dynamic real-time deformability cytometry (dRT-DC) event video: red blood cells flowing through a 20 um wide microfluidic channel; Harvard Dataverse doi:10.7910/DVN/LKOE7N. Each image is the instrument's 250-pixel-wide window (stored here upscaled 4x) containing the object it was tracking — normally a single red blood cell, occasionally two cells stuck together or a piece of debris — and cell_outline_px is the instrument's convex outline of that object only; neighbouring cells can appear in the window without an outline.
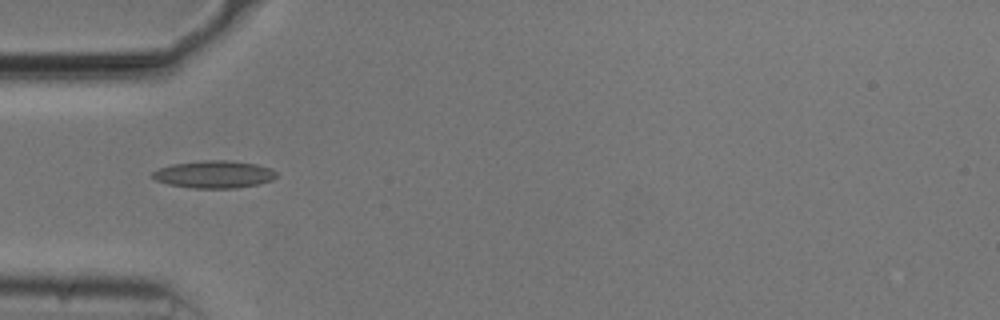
{"species": "common noctule bat (a hibernating species)", "species_latin": "Nyctalus noctula", "temperature_condition": "cold", "stored_images_in_passage": 40, "camera_frame_rate_fps": 3000, "um_per_image_px": 0.085, "animal": {"sex": "male", "body_mass_g": 20.5, "forearm_length_mm": 52.5}, "frame": {"image": 1, "passage_image": 3, "time_ms": 0.667, "image_size_px": [1000, 320], "cell_outline_px": [[276, 176], [272, 180], [260, 184], [236, 188], [192, 188], [168, 184], [156, 180], [152, 176], [152, 172], [160, 168], [172, 164], [204, 160], [228, 160], [256, 164], [268, 168], [276, 172]], "centroid_in_image_um": [18.2, 14.82], "position_along_channel_um": 66.8, "area_um2": 19.71}}
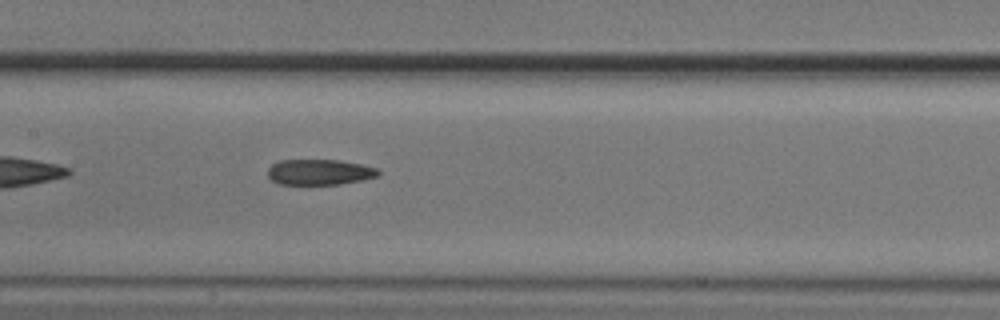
{"frame": {"image": 2, "passage_image": 12, "time_ms": 3.667, "image_size_px": [1000, 320], "cell_outline_px": [[380, 176], [364, 180], [340, 184], [280, 184], [272, 180], [268, 176], [268, 168], [272, 164], [280, 160], [336, 160], [360, 164], [376, 168], [380, 172]], "centroid_in_image_um": [27.17, 14.63], "position_along_channel_um": 180.2, "area_um2": 16.47}}
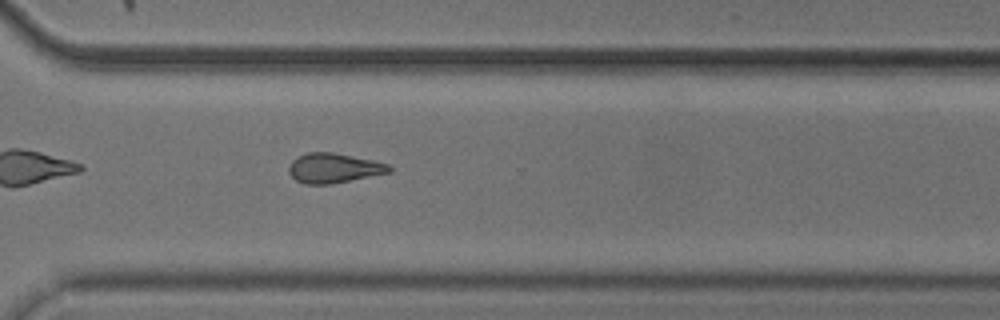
{"frame": {"image": 3, "passage_image": 25, "time_ms": 8.0, "image_size_px": [1000, 320], "cell_outline_px": [[392, 172], [332, 184], [304, 184], [296, 180], [288, 172], [288, 168], [292, 160], [296, 156], [308, 152], [332, 152], [352, 156], [388, 164], [392, 168]], "centroid_in_image_um": [28.34, 14.29], "position_along_channel_um": 342.3, "area_um2": 17.4}, "authors_computed_cell_mechanics": {"area_um2": 17.3978, "velocity_mm_per_s": 3.7548, "shape_relaxation_time_tau1_ms": null, "shape_relaxation_time_tau2_ms": 5.688, "deformation_change_tau1": null, "deformation_change_tau2": 0.1509}}